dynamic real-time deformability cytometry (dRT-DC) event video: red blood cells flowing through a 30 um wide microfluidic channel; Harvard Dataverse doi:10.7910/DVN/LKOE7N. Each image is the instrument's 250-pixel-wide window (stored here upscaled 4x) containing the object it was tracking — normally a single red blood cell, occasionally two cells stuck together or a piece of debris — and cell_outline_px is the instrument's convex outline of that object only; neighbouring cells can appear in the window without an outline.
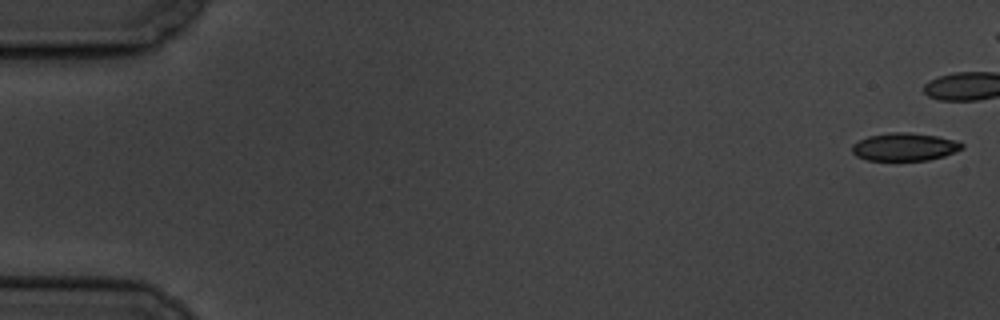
{"species": "common noctule bat (a hibernating species)", "species_latin": "Nyctalus noctula", "temperature_condition": "cold", "stored_images_in_passage": 9, "camera_frame_rate_fps": 3000, "um_per_image_px": 0.085, "animal": {"sex": "male", "body_mass_g": 19.5, "forearm_length_mm": 54.6}, "frame": {"image": 1, "passage_image": 1, "time_ms": 0.0, "image_size_px": [1000, 320], "cell_outline_px": [[964, 148], [944, 156], [928, 160], [868, 160], [856, 156], [852, 152], [852, 144], [868, 136], [892, 132], [908, 132], [936, 136], [956, 140], [964, 144]], "centroid_in_image_um": [76.9, 12.48], "position_along_channel_um": 8.1, "area_um2": 17.8}}
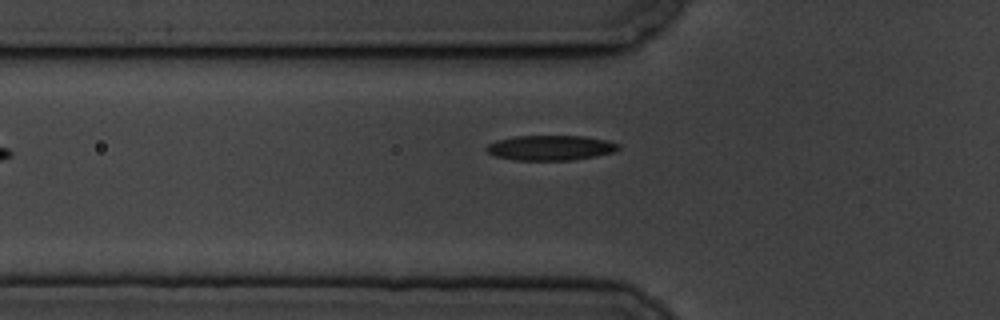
{"frame": {"image": 2, "passage_image": 9, "time_ms": 9.0, "image_size_px": [1000, 320], "cell_outline_px": [[620, 148], [612, 152], [596, 156], [572, 160], [512, 160], [496, 156], [488, 152], [484, 148], [488, 144], [496, 140], [516, 136], [584, 136], [604, 140], [620, 144]], "centroid_in_image_um": [46.76, 12.56], "position_along_channel_um": 79.0, "area_um2": 19.19}}